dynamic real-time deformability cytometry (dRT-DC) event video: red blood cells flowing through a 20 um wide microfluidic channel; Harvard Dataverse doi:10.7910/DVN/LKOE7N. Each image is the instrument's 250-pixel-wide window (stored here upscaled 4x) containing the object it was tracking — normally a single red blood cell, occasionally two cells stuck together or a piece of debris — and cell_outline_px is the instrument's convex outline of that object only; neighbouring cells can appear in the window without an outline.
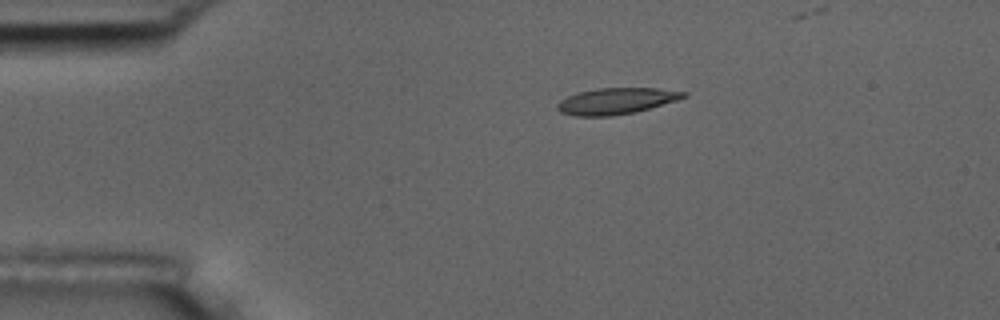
{"species": "common noctule bat (a hibernating species)", "species_latin": "Nyctalus noctula", "temperature_condition": "room temperature", "stored_images_in_passage": 7, "camera_frame_rate_fps": 3000, "um_per_image_px": 0.085, "animal": {"sex": "male", "body_mass_g": 17.5, "forearm_length_mm": 52.3}, "frame": {"image": 1, "passage_image": 3, "time_ms": 2.667, "image_size_px": [1000, 320], "cell_outline_px": [[688, 96], [676, 100], [636, 112], [612, 116], [576, 116], [560, 112], [556, 108], [556, 104], [560, 100], [568, 96], [580, 92], [596, 88], [656, 88], [688, 92]], "centroid_in_image_um": [52.37, 8.59], "position_along_channel_um": 32.6, "area_um2": 19.31}}
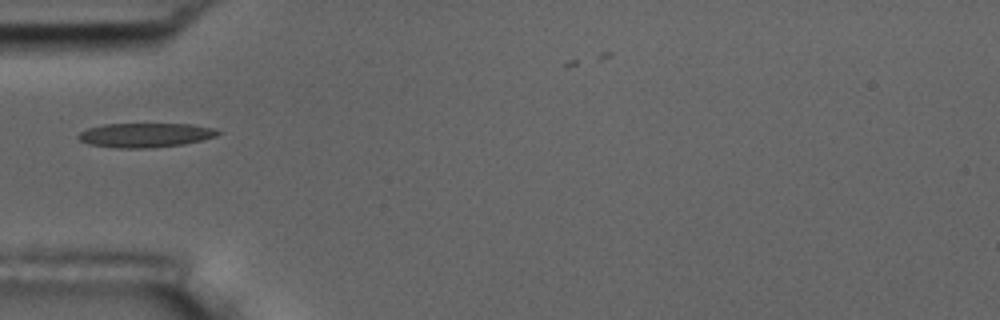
{"frame": {"image": 2, "passage_image": 5, "time_ms": 5.0, "image_size_px": [1000, 320], "cell_outline_px": [[220, 132], [216, 136], [184, 144], [152, 148], [116, 148], [88, 144], [80, 140], [76, 136], [80, 132], [88, 128], [104, 124], [192, 124], [212, 128]], "centroid_in_image_um": [12.31, 11.49], "position_along_channel_um": 72.7, "area_um2": 19.71}}